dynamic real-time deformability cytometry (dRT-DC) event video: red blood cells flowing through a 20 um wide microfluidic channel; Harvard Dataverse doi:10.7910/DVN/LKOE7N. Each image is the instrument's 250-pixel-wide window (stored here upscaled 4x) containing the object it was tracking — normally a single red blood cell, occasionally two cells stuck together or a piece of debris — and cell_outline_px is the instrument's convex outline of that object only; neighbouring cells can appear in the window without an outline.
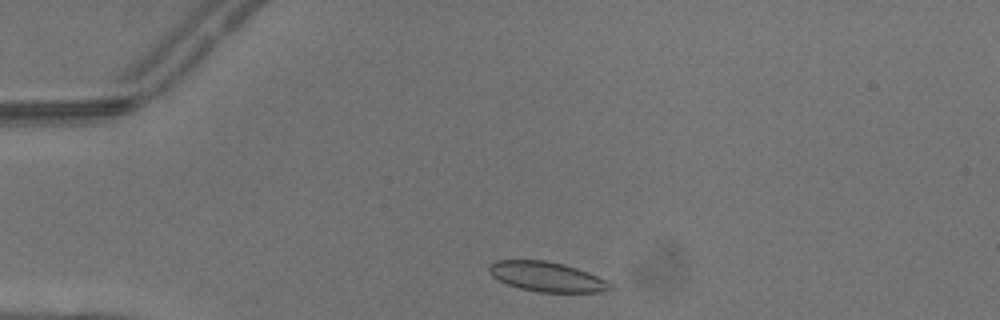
{"species": "common noctule bat (a hibernating species)", "species_latin": "Nyctalus noctula", "temperature_condition": "warm", "stored_images_in_passage": 3, "camera_frame_rate_fps": 3000, "um_per_image_px": 0.085, "animal": {"sex": "male", "body_mass_g": 13.3}, "frame": {"image": 1, "passage_image": 1, "time_ms": 0.0, "image_size_px": [1000, 320], "cell_outline_px": [[612, 288], [604, 292], [536, 292], [520, 288], [508, 284], [492, 276], [488, 272], [488, 264], [496, 260], [548, 260], [564, 264], [588, 272], [612, 284]], "centroid_in_image_um": [46.45, 23.51], "position_along_channel_um": 38.6, "area_um2": 21.04}}
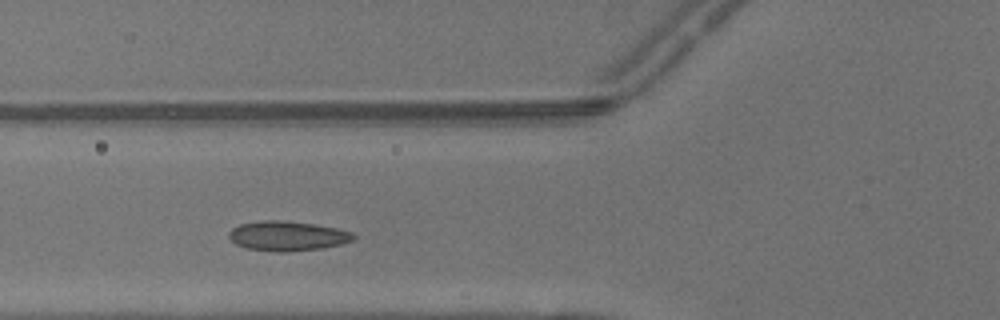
{"frame": {"image": 2, "passage_image": 3, "time_ms": 0.667, "image_size_px": [1000, 320], "cell_outline_px": [[356, 236], [352, 240], [340, 244], [320, 248], [288, 252], [276, 252], [248, 248], [236, 244], [228, 236], [228, 232], [232, 228], [240, 224], [260, 220], [284, 220], [316, 224], [336, 228], [352, 232]], "centroid_in_image_um": [24.41, 20.04], "position_along_channel_um": 101.4, "area_um2": 21.56}}